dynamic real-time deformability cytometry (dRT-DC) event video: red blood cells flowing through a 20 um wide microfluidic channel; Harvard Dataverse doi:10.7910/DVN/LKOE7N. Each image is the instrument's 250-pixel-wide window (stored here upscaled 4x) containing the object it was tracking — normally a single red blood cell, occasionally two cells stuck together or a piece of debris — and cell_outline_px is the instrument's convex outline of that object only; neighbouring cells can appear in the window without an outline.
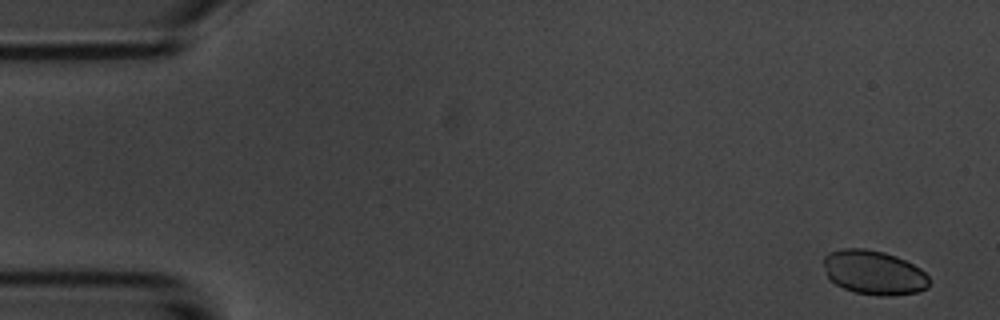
{"species": "common noctule bat (a hibernating species)", "species_latin": "Nyctalus noctula", "temperature_condition": "room temperature", "stored_images_in_passage": 4, "camera_frame_rate_fps": 3000, "um_per_image_px": 0.085, "animal": {"sex": "male", "body_mass_g": 20.1, "forearm_length_mm": 53.5}, "frame": {"image": 1, "passage_image": 1, "time_ms": 0.0, "image_size_px": [1000, 320], "cell_outline_px": [[928, 288], [916, 292], [892, 296], [880, 296], [856, 292], [844, 288], [836, 284], [828, 276], [824, 264], [824, 256], [828, 252], [844, 248], [864, 248], [884, 252], [896, 256], [920, 268], [928, 276]], "centroid_in_image_um": [74.28, 23.16], "position_along_channel_um": 10.7, "area_um2": 27.05}}